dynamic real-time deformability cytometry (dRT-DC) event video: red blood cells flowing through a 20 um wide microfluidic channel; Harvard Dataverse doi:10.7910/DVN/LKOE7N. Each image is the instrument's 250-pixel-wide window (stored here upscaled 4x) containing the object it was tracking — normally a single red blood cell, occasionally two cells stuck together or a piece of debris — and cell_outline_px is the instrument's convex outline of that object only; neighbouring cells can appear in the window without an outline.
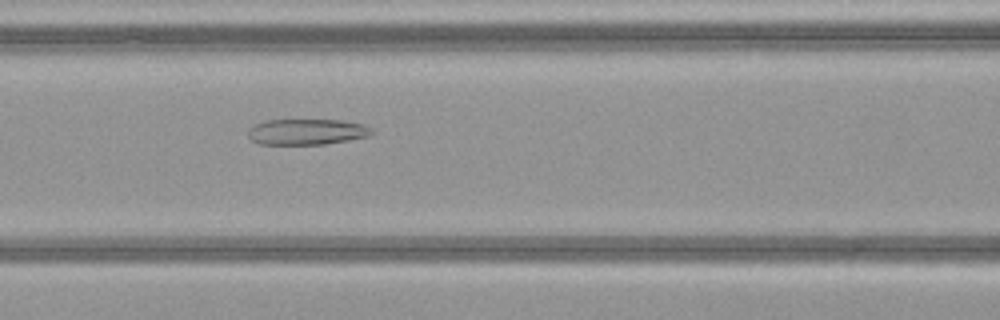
{"species": "common noctule bat (a hibernating species)", "species_latin": "Nyctalus noctula", "temperature_condition": "warm", "stored_images_in_passage": 51, "camera_frame_rate_fps": 3000, "um_per_image_px": 0.085, "animal": {"sex": "female", "body_mass_g": 21.9}, "frame": {"image": 1, "passage_image": 23, "time_ms": 7.333, "image_size_px": [1000, 320], "cell_outline_px": [[372, 132], [368, 136], [348, 140], [324, 144], [260, 144], [252, 140], [248, 136], [248, 128], [252, 124], [264, 120], [340, 120], [364, 124], [372, 128]], "centroid_in_image_um": [26.03, 11.19], "position_along_channel_um": 140.6, "area_um2": 18.67}}
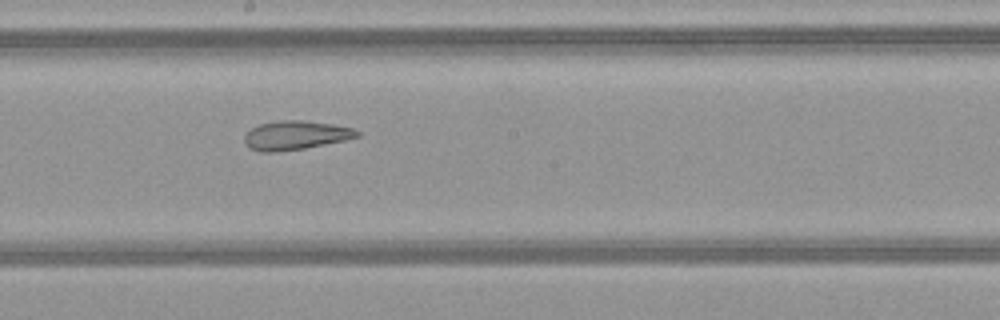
{"frame": {"image": 2, "passage_image": 29, "time_ms": 9.333, "image_size_px": [1000, 320], "cell_outline_px": [[360, 136], [344, 140], [304, 148], [276, 152], [260, 152], [248, 148], [244, 144], [244, 132], [260, 124], [276, 120], [304, 120], [332, 124], [352, 128], [360, 132]], "centroid_in_image_um": [25.06, 11.5], "position_along_channel_um": 223.1, "area_um2": 19.13}}
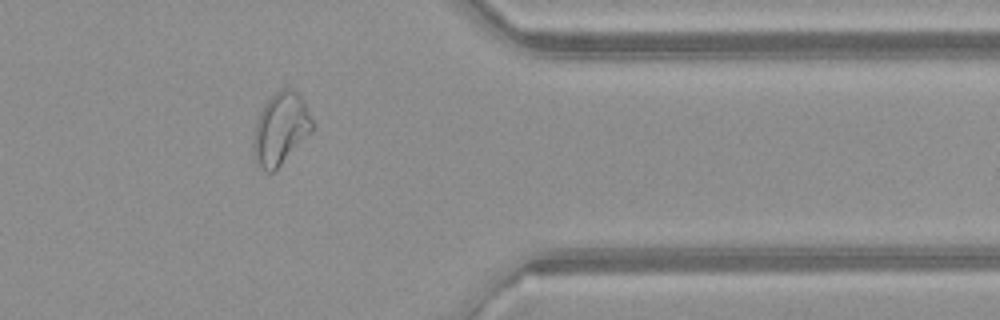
{"frame": {"image": 3, "passage_image": 42, "time_ms": 13.667, "image_size_px": [1000, 320], "cell_outline_px": [[312, 132], [272, 172], [264, 172], [256, 164], [252, 152], [252, 140], [256, 120], [264, 104], [280, 88], [292, 88], [304, 100], [312, 120]], "centroid_in_image_um": [23.81, 10.94], "position_along_channel_um": 387.6, "area_um2": 24.68}, "authors_computed_cell_mechanics": {"area_um2": 25.8944, "velocity_mm_per_s": 4.1258, "shape_relaxation_time_tau1_ms": null, "shape_relaxation_time_tau2_ms": 3.1433, "deformation_change_tau1": null, "deformation_change_tau2": 0.1114}}